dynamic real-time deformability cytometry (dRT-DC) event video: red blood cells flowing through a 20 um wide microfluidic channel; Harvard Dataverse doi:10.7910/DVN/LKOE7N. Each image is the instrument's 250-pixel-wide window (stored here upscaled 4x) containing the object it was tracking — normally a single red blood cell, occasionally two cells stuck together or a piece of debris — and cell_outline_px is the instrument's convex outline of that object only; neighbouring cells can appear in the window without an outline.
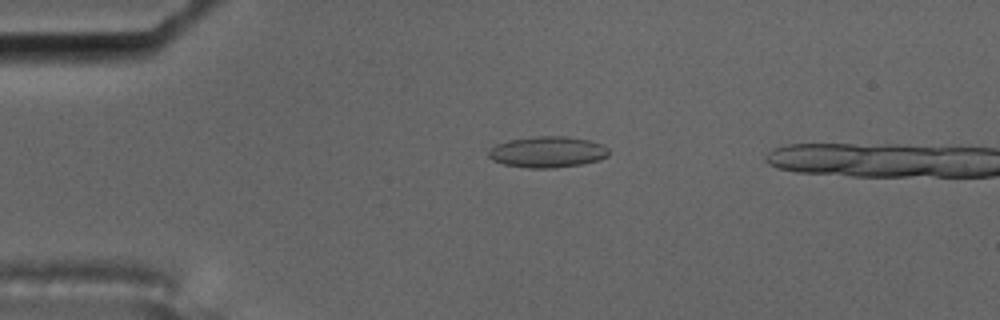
{"species": "common noctule bat (a hibernating species)", "species_latin": "Nyctalus noctula", "temperature_condition": "cold", "stored_images_in_passage": 5, "camera_frame_rate_fps": 3000, "um_per_image_px": 0.085, "animal": {"sex": "male", "body_mass_g": 17.5, "forearm_length_mm": 52.3}, "frame": {"image": 1, "passage_image": 4, "time_ms": 1.0, "image_size_px": [1000, 320], "cell_outline_px": [[608, 156], [600, 160], [580, 164], [552, 168], [528, 168], [504, 164], [492, 160], [488, 156], [488, 152], [496, 144], [508, 140], [536, 136], [568, 136], [588, 140], [600, 144], [608, 148]], "centroid_in_image_um": [46.53, 12.91], "position_along_channel_um": 38.5, "area_um2": 21.73}}